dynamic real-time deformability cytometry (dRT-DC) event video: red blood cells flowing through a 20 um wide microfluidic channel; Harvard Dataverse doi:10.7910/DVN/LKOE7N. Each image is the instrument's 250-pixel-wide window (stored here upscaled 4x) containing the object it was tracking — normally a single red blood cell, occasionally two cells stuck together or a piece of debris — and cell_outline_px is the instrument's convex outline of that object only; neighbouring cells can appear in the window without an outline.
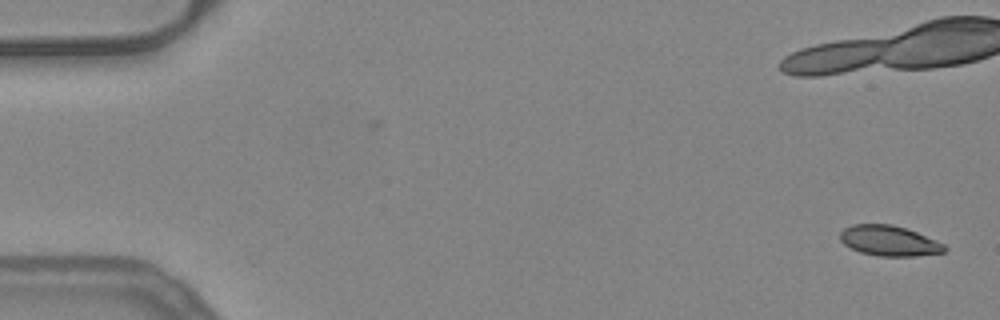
{"species": "common noctule bat (a hibernating species)", "species_latin": "Nyctalus noctula", "temperature_condition": "warm", "stored_images_in_passage": 13, "camera_frame_rate_fps": 3000, "um_per_image_px": 0.085, "animal": {"sex": "female", "body_mass_g": 24.6, "forearm_length_mm": 56.2}, "frame": {"image": 1, "passage_image": 1, "time_ms": 0.0, "image_size_px": [1000, 320], "cell_outline_px": [[948, 248], [944, 252], [916, 256], [880, 256], [860, 252], [844, 244], [840, 240], [840, 232], [844, 228], [852, 224], [892, 224], [916, 232], [936, 240], [944, 244]], "centroid_in_image_um": [75.57, 20.46], "position_along_channel_um": 9.4, "area_um2": 18.38}}